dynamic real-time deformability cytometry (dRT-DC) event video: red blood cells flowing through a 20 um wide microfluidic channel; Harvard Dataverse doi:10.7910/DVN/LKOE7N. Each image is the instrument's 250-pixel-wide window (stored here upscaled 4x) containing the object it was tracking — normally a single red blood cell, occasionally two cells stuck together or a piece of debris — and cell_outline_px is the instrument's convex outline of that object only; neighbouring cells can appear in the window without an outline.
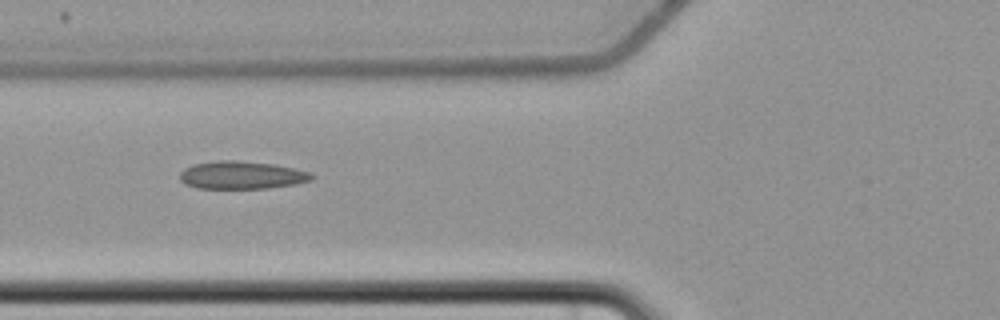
{"species": "common noctule bat (a hibernating species)", "species_latin": "Nyctalus noctula", "temperature_condition": "cold", "stored_images_in_passage": 7, "camera_frame_rate_fps": 3000, "um_per_image_px": 0.085, "animal": {"sex": "female", "body_mass_g": 22.7, "forearm_length_mm": 54.2}, "frame": {"image": 1, "passage_image": 7, "time_ms": 9.333, "image_size_px": [1000, 320], "cell_outline_px": [[316, 176], [312, 180], [296, 184], [268, 188], [196, 188], [184, 184], [180, 180], [180, 172], [184, 168], [192, 164], [220, 160], [236, 160], [276, 164], [312, 172]], "centroid_in_image_um": [20.57, 14.88], "position_along_channel_um": 105.2, "area_um2": 21.68}}